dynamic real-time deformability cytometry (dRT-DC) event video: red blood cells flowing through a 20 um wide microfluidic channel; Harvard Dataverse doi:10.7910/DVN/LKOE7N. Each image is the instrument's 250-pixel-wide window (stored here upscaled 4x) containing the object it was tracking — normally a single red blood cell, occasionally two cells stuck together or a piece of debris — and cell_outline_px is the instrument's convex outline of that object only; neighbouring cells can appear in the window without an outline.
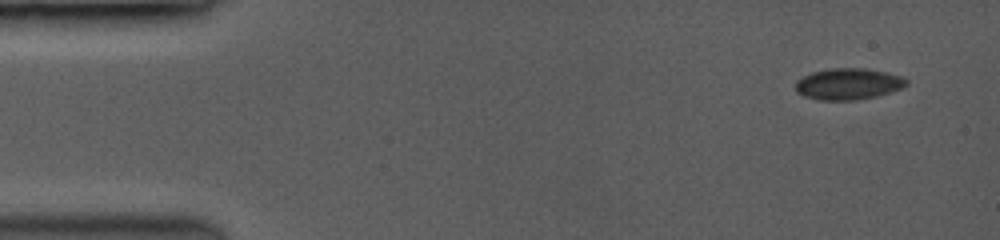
{"species": "common noctule bat (a hibernating species)", "species_latin": "Nyctalus noctula", "temperature_condition": "room temperature", "stored_images_in_passage": 5, "camera_frame_rate_fps": 3500, "um_per_image_px": 0.085, "animal": {"sex": "female", "body_mass_g": 19.0, "forearm_length_mm": 53.3}, "frame": {"image": 1, "passage_image": 1, "time_ms": 0.0, "image_size_px": [1000, 240], "cell_outline_px": [[908, 84], [904, 88], [892, 92], [876, 96], [856, 100], [820, 100], [804, 96], [796, 92], [796, 80], [812, 72], [836, 68], [864, 68], [888, 72], [904, 76], [908, 80]], "centroid_in_image_um": [72.16, 7.14], "position_along_channel_um": 12.8, "area_um2": 20.46}}
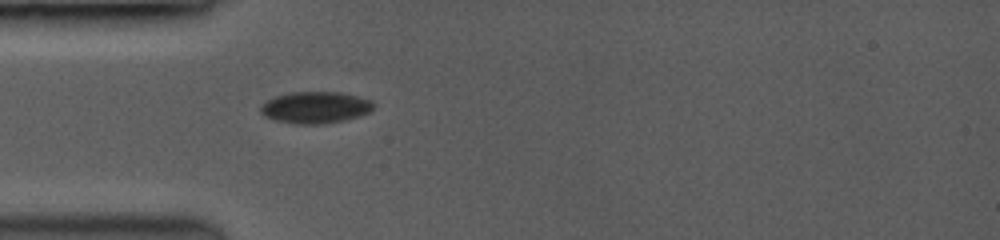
{"frame": {"image": 2, "passage_image": 5, "time_ms": 4.0, "image_size_px": [1000, 240], "cell_outline_px": [[372, 108], [368, 112], [360, 116], [344, 120], [324, 124], [300, 124], [276, 120], [260, 112], [260, 108], [268, 100], [276, 96], [292, 92], [340, 92], [372, 100]], "centroid_in_image_um": [26.83, 9.13], "position_along_channel_um": 58.2, "area_um2": 20.46}}